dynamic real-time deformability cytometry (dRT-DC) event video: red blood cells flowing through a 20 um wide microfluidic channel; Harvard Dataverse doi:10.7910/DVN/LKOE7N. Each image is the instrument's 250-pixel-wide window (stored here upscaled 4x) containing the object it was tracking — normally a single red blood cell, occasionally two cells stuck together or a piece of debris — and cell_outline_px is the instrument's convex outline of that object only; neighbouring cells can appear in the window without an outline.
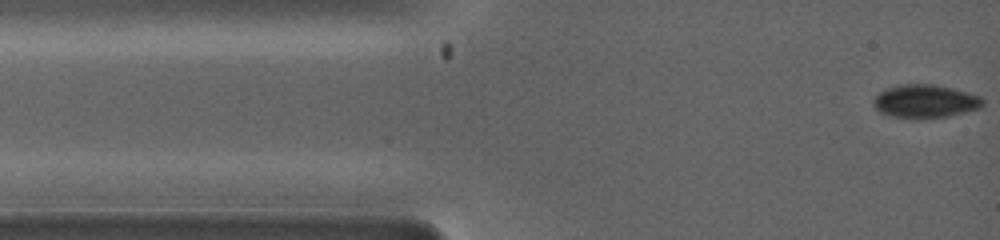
{"species": "common noctule bat (a hibernating species)", "species_latin": "Nyctalus noctula", "temperature_condition": "warm", "stored_images_in_passage": 62, "camera_frame_rate_fps": 5000, "um_per_image_px": 0.085, "animal": {"sex": "female", "body_mass_g": 19.0, "forearm_length_mm": 53.3}, "frame": {"image": 1, "passage_image": 1, "time_ms": 0.0, "image_size_px": [1000, 240], "cell_outline_px": [[984, 104], [980, 108], [948, 116], [924, 120], [912, 120], [888, 116], [880, 112], [876, 108], [872, 100], [884, 88], [896, 84], [932, 84], [952, 88], [980, 96], [984, 100]], "centroid_in_image_um": [78.6, 8.63], "position_along_channel_um": 6.4, "area_um2": 21.73}}
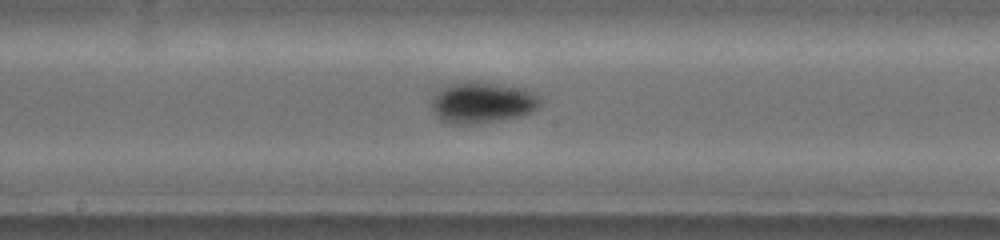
{"frame": {"image": 2, "passage_image": 27, "time_ms": 5.2, "image_size_px": [1000, 240], "cell_outline_px": [[536, 104], [528, 112], [516, 116], [488, 120], [444, 120], [432, 108], [432, 104], [436, 96], [440, 92], [452, 84], [488, 84], [512, 88], [528, 92], [536, 100]], "centroid_in_image_um": [40.93, 8.7], "position_along_channel_um": 207.3, "area_um2": 22.08}}
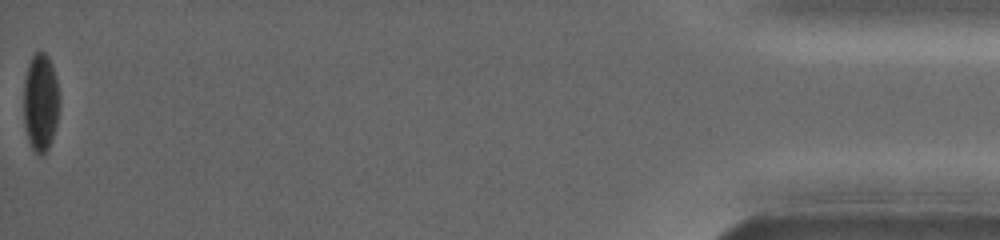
{"frame": {"image": 3, "passage_image": 62, "time_ms": 12.2, "image_size_px": [1000, 240], "cell_outline_px": [[56, 124], [48, 148], [44, 152], [36, 152], [32, 148], [28, 140], [24, 124], [24, 84], [28, 68], [32, 56], [36, 52], [44, 52], [48, 56], [56, 80]], "centroid_in_image_um": [3.4, 8.69], "position_along_channel_um": 431.8, "area_um2": 19.25}}